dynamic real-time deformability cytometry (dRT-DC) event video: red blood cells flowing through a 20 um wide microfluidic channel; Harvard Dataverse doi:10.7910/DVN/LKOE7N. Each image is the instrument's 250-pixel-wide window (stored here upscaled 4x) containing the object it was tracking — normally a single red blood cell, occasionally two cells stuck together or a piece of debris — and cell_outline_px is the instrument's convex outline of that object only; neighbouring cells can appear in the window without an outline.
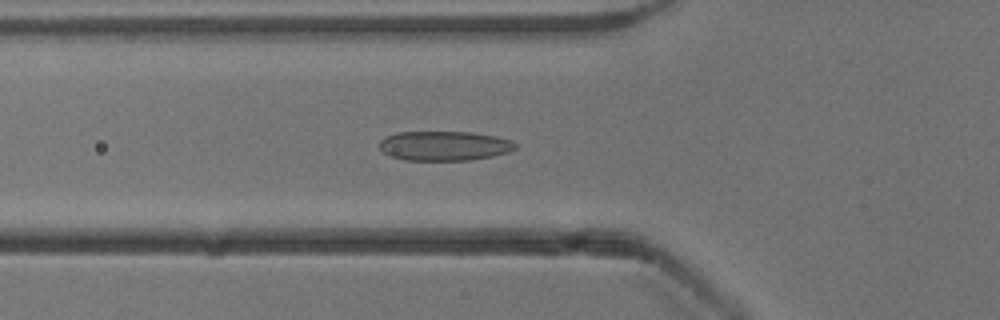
{"species": "common noctule bat (a hibernating species)", "species_latin": "Nyctalus noctula", "temperature_condition": "cold", "stored_images_in_passage": 52, "camera_frame_rate_fps": 3000, "um_per_image_px": 0.085, "animal": {"sex": "male", "body_mass_g": 13.3}, "frame": {"image": 1, "passage_image": 18, "time_ms": 5.667, "image_size_px": [1000, 320], "cell_outline_px": [[516, 148], [508, 152], [492, 156], [472, 160], [404, 160], [388, 156], [380, 148], [380, 140], [384, 136], [396, 132], [472, 132], [496, 136], [512, 140], [516, 144]], "centroid_in_image_um": [37.75, 12.39], "position_along_channel_um": 88.1, "area_um2": 23.58}}
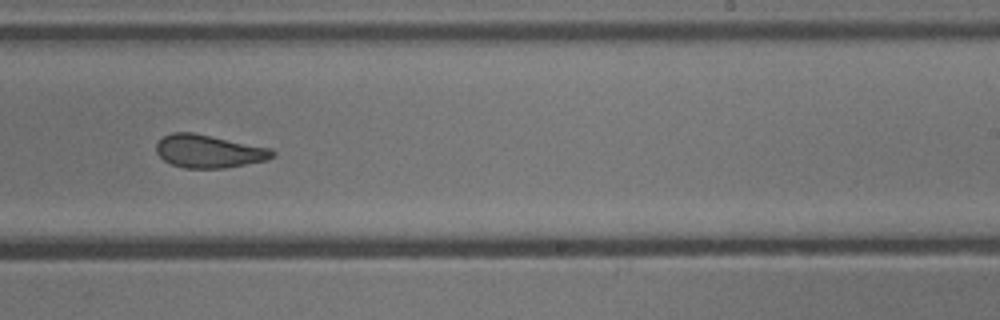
{"frame": {"image": 2, "passage_image": 32, "time_ms": 10.333, "image_size_px": [1000, 320], "cell_outline_px": [[276, 152], [268, 160], [224, 168], [184, 168], [172, 164], [164, 160], [156, 152], [156, 144], [164, 136], [172, 132], [192, 132], [272, 148]], "centroid_in_image_um": [17.76, 12.86], "position_along_channel_um": 271.2, "area_um2": 22.31}}
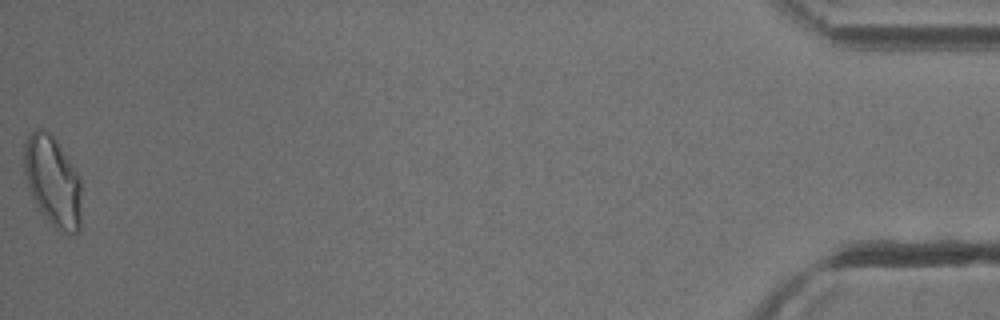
{"frame": {"image": 3, "passage_image": 52, "time_ms": 17.0, "image_size_px": [1000, 320], "cell_outline_px": [[80, 232], [72, 236], [68, 236], [56, 232], [32, 200], [28, 188], [24, 172], [24, 144], [28, 136], [36, 128], [44, 128], [56, 140], [80, 176]], "centroid_in_image_um": [4.48, 15.49], "position_along_channel_um": 430.7, "area_um2": 30.81}, "authors_computed_cell_mechanics": {"area_um2": 23.6402, "velocity_mm_per_s": 3.9091, "shape_relaxation_time_tau1_ms": null, "shape_relaxation_time_tau2_ms": 1.9962, "deformation_change_tau1": null, "deformation_change_tau2": 0.0973}}